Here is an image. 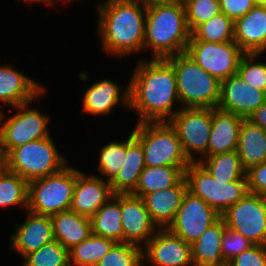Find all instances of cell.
Instances as JSON below:
<instances>
[{
    "instance_id": "1",
    "label": "cell",
    "mask_w": 266,
    "mask_h": 266,
    "mask_svg": "<svg viewBox=\"0 0 266 266\" xmlns=\"http://www.w3.org/2000/svg\"><path fill=\"white\" fill-rule=\"evenodd\" d=\"M137 62L129 82V107L140 114L139 123L168 122L181 109L172 111L179 101L172 65L165 58Z\"/></svg>"
},
{
    "instance_id": "2",
    "label": "cell",
    "mask_w": 266,
    "mask_h": 266,
    "mask_svg": "<svg viewBox=\"0 0 266 266\" xmlns=\"http://www.w3.org/2000/svg\"><path fill=\"white\" fill-rule=\"evenodd\" d=\"M98 6V32L103 49L111 56L144 50L147 3L138 0H106Z\"/></svg>"
},
{
    "instance_id": "3",
    "label": "cell",
    "mask_w": 266,
    "mask_h": 266,
    "mask_svg": "<svg viewBox=\"0 0 266 266\" xmlns=\"http://www.w3.org/2000/svg\"><path fill=\"white\" fill-rule=\"evenodd\" d=\"M190 38L183 3L167 0L147 3L144 50L151 48L153 58L184 53Z\"/></svg>"
},
{
    "instance_id": "4",
    "label": "cell",
    "mask_w": 266,
    "mask_h": 266,
    "mask_svg": "<svg viewBox=\"0 0 266 266\" xmlns=\"http://www.w3.org/2000/svg\"><path fill=\"white\" fill-rule=\"evenodd\" d=\"M173 67L179 104L183 108H217L221 82L204 71L184 52L165 58Z\"/></svg>"
},
{
    "instance_id": "5",
    "label": "cell",
    "mask_w": 266,
    "mask_h": 266,
    "mask_svg": "<svg viewBox=\"0 0 266 266\" xmlns=\"http://www.w3.org/2000/svg\"><path fill=\"white\" fill-rule=\"evenodd\" d=\"M76 168L65 166L57 173L28 182L27 212L53 216L70 209Z\"/></svg>"
},
{
    "instance_id": "6",
    "label": "cell",
    "mask_w": 266,
    "mask_h": 266,
    "mask_svg": "<svg viewBox=\"0 0 266 266\" xmlns=\"http://www.w3.org/2000/svg\"><path fill=\"white\" fill-rule=\"evenodd\" d=\"M132 132L143 147L145 166H189L191 163L169 122H138Z\"/></svg>"
},
{
    "instance_id": "7",
    "label": "cell",
    "mask_w": 266,
    "mask_h": 266,
    "mask_svg": "<svg viewBox=\"0 0 266 266\" xmlns=\"http://www.w3.org/2000/svg\"><path fill=\"white\" fill-rule=\"evenodd\" d=\"M67 163L58 152L51 135L11 149L7 153V170L27 182L62 170Z\"/></svg>"
},
{
    "instance_id": "8",
    "label": "cell",
    "mask_w": 266,
    "mask_h": 266,
    "mask_svg": "<svg viewBox=\"0 0 266 266\" xmlns=\"http://www.w3.org/2000/svg\"><path fill=\"white\" fill-rule=\"evenodd\" d=\"M187 191L201 198L222 215L229 207L248 194L247 179L215 181L198 163H190L185 169Z\"/></svg>"
},
{
    "instance_id": "9",
    "label": "cell",
    "mask_w": 266,
    "mask_h": 266,
    "mask_svg": "<svg viewBox=\"0 0 266 266\" xmlns=\"http://www.w3.org/2000/svg\"><path fill=\"white\" fill-rule=\"evenodd\" d=\"M175 129L187 159L198 162L193 151L208 157V143L212 131V108H183L168 121Z\"/></svg>"
},
{
    "instance_id": "10",
    "label": "cell",
    "mask_w": 266,
    "mask_h": 266,
    "mask_svg": "<svg viewBox=\"0 0 266 266\" xmlns=\"http://www.w3.org/2000/svg\"><path fill=\"white\" fill-rule=\"evenodd\" d=\"M226 227L254 245L266 246V196L248 193L222 215Z\"/></svg>"
},
{
    "instance_id": "11",
    "label": "cell",
    "mask_w": 266,
    "mask_h": 266,
    "mask_svg": "<svg viewBox=\"0 0 266 266\" xmlns=\"http://www.w3.org/2000/svg\"><path fill=\"white\" fill-rule=\"evenodd\" d=\"M29 103L14 106L19 111L5 120V123H2L5 115L0 110L1 148L6 153L31 141L50 136L47 128L49 117L40 114L36 109L27 108Z\"/></svg>"
},
{
    "instance_id": "12",
    "label": "cell",
    "mask_w": 266,
    "mask_h": 266,
    "mask_svg": "<svg viewBox=\"0 0 266 266\" xmlns=\"http://www.w3.org/2000/svg\"><path fill=\"white\" fill-rule=\"evenodd\" d=\"M185 52L204 71L220 82L237 74L239 62L245 54L235 41L225 43L189 41Z\"/></svg>"
},
{
    "instance_id": "13",
    "label": "cell",
    "mask_w": 266,
    "mask_h": 266,
    "mask_svg": "<svg viewBox=\"0 0 266 266\" xmlns=\"http://www.w3.org/2000/svg\"><path fill=\"white\" fill-rule=\"evenodd\" d=\"M221 215L201 198L186 192L174 221L168 229L183 241L193 244Z\"/></svg>"
},
{
    "instance_id": "14",
    "label": "cell",
    "mask_w": 266,
    "mask_h": 266,
    "mask_svg": "<svg viewBox=\"0 0 266 266\" xmlns=\"http://www.w3.org/2000/svg\"><path fill=\"white\" fill-rule=\"evenodd\" d=\"M144 247L143 260L151 266H194L192 245L168 228H159Z\"/></svg>"
},
{
    "instance_id": "15",
    "label": "cell",
    "mask_w": 266,
    "mask_h": 266,
    "mask_svg": "<svg viewBox=\"0 0 266 266\" xmlns=\"http://www.w3.org/2000/svg\"><path fill=\"white\" fill-rule=\"evenodd\" d=\"M120 208L123 242L139 247L146 245L159 228L152 221L143 199L132 193H120Z\"/></svg>"
},
{
    "instance_id": "16",
    "label": "cell",
    "mask_w": 266,
    "mask_h": 266,
    "mask_svg": "<svg viewBox=\"0 0 266 266\" xmlns=\"http://www.w3.org/2000/svg\"><path fill=\"white\" fill-rule=\"evenodd\" d=\"M266 102V92L253 88L238 74L221 81L218 109L234 113L244 119Z\"/></svg>"
},
{
    "instance_id": "17",
    "label": "cell",
    "mask_w": 266,
    "mask_h": 266,
    "mask_svg": "<svg viewBox=\"0 0 266 266\" xmlns=\"http://www.w3.org/2000/svg\"><path fill=\"white\" fill-rule=\"evenodd\" d=\"M113 195L109 182L95 175L87 176L76 169V183L69 210L91 218Z\"/></svg>"
},
{
    "instance_id": "18",
    "label": "cell",
    "mask_w": 266,
    "mask_h": 266,
    "mask_svg": "<svg viewBox=\"0 0 266 266\" xmlns=\"http://www.w3.org/2000/svg\"><path fill=\"white\" fill-rule=\"evenodd\" d=\"M27 216L26 221L20 224L11 236V248L17 250L23 258L55 240L51 216L37 215L32 212Z\"/></svg>"
},
{
    "instance_id": "19",
    "label": "cell",
    "mask_w": 266,
    "mask_h": 266,
    "mask_svg": "<svg viewBox=\"0 0 266 266\" xmlns=\"http://www.w3.org/2000/svg\"><path fill=\"white\" fill-rule=\"evenodd\" d=\"M234 41L245 53H259L266 46V5H255L234 21Z\"/></svg>"
},
{
    "instance_id": "20",
    "label": "cell",
    "mask_w": 266,
    "mask_h": 266,
    "mask_svg": "<svg viewBox=\"0 0 266 266\" xmlns=\"http://www.w3.org/2000/svg\"><path fill=\"white\" fill-rule=\"evenodd\" d=\"M43 87L9 65L0 66V101L8 106L34 101L43 94Z\"/></svg>"
},
{
    "instance_id": "21",
    "label": "cell",
    "mask_w": 266,
    "mask_h": 266,
    "mask_svg": "<svg viewBox=\"0 0 266 266\" xmlns=\"http://www.w3.org/2000/svg\"><path fill=\"white\" fill-rule=\"evenodd\" d=\"M186 192L187 182L184 177L175 186L142 197L152 221L158 228H168L174 221Z\"/></svg>"
},
{
    "instance_id": "22",
    "label": "cell",
    "mask_w": 266,
    "mask_h": 266,
    "mask_svg": "<svg viewBox=\"0 0 266 266\" xmlns=\"http://www.w3.org/2000/svg\"><path fill=\"white\" fill-rule=\"evenodd\" d=\"M244 118L218 108H212V131L208 143V157L236 151L240 126Z\"/></svg>"
},
{
    "instance_id": "23",
    "label": "cell",
    "mask_w": 266,
    "mask_h": 266,
    "mask_svg": "<svg viewBox=\"0 0 266 266\" xmlns=\"http://www.w3.org/2000/svg\"><path fill=\"white\" fill-rule=\"evenodd\" d=\"M119 88L116 82L108 79L94 83L84 94L83 110L93 115H107L120 102L128 108L129 84L122 95Z\"/></svg>"
},
{
    "instance_id": "24",
    "label": "cell",
    "mask_w": 266,
    "mask_h": 266,
    "mask_svg": "<svg viewBox=\"0 0 266 266\" xmlns=\"http://www.w3.org/2000/svg\"><path fill=\"white\" fill-rule=\"evenodd\" d=\"M51 219L54 239L68 250L92 235L90 218L76 212H59Z\"/></svg>"
},
{
    "instance_id": "25",
    "label": "cell",
    "mask_w": 266,
    "mask_h": 266,
    "mask_svg": "<svg viewBox=\"0 0 266 266\" xmlns=\"http://www.w3.org/2000/svg\"><path fill=\"white\" fill-rule=\"evenodd\" d=\"M236 152L245 170L266 160V131L248 119L239 130Z\"/></svg>"
},
{
    "instance_id": "26",
    "label": "cell",
    "mask_w": 266,
    "mask_h": 266,
    "mask_svg": "<svg viewBox=\"0 0 266 266\" xmlns=\"http://www.w3.org/2000/svg\"><path fill=\"white\" fill-rule=\"evenodd\" d=\"M145 167L144 152L141 143L135 138L133 132L127 139V156L125 164L116 177L110 182L112 192L132 193L138 184L141 172Z\"/></svg>"
},
{
    "instance_id": "27",
    "label": "cell",
    "mask_w": 266,
    "mask_h": 266,
    "mask_svg": "<svg viewBox=\"0 0 266 266\" xmlns=\"http://www.w3.org/2000/svg\"><path fill=\"white\" fill-rule=\"evenodd\" d=\"M225 228V222L220 218L192 244L194 266L226 265L221 253V242Z\"/></svg>"
},
{
    "instance_id": "28",
    "label": "cell",
    "mask_w": 266,
    "mask_h": 266,
    "mask_svg": "<svg viewBox=\"0 0 266 266\" xmlns=\"http://www.w3.org/2000/svg\"><path fill=\"white\" fill-rule=\"evenodd\" d=\"M188 166H145L140 174L136 189L132 194L143 197L144 195L158 192L177 185L185 177Z\"/></svg>"
},
{
    "instance_id": "29",
    "label": "cell",
    "mask_w": 266,
    "mask_h": 266,
    "mask_svg": "<svg viewBox=\"0 0 266 266\" xmlns=\"http://www.w3.org/2000/svg\"><path fill=\"white\" fill-rule=\"evenodd\" d=\"M92 234L123 242L122 213L120 208V193L113 195L90 218Z\"/></svg>"
},
{
    "instance_id": "30",
    "label": "cell",
    "mask_w": 266,
    "mask_h": 266,
    "mask_svg": "<svg viewBox=\"0 0 266 266\" xmlns=\"http://www.w3.org/2000/svg\"><path fill=\"white\" fill-rule=\"evenodd\" d=\"M198 163L213 177L215 181L246 179V170L243 168L236 151L220 153L199 159Z\"/></svg>"
},
{
    "instance_id": "31",
    "label": "cell",
    "mask_w": 266,
    "mask_h": 266,
    "mask_svg": "<svg viewBox=\"0 0 266 266\" xmlns=\"http://www.w3.org/2000/svg\"><path fill=\"white\" fill-rule=\"evenodd\" d=\"M115 243L111 239L92 234L69 249L70 266H96Z\"/></svg>"
},
{
    "instance_id": "32",
    "label": "cell",
    "mask_w": 266,
    "mask_h": 266,
    "mask_svg": "<svg viewBox=\"0 0 266 266\" xmlns=\"http://www.w3.org/2000/svg\"><path fill=\"white\" fill-rule=\"evenodd\" d=\"M190 41L225 43L234 41V21L220 12L191 32Z\"/></svg>"
},
{
    "instance_id": "33",
    "label": "cell",
    "mask_w": 266,
    "mask_h": 266,
    "mask_svg": "<svg viewBox=\"0 0 266 266\" xmlns=\"http://www.w3.org/2000/svg\"><path fill=\"white\" fill-rule=\"evenodd\" d=\"M28 182L9 170L0 176V206L22 205L27 209Z\"/></svg>"
},
{
    "instance_id": "34",
    "label": "cell",
    "mask_w": 266,
    "mask_h": 266,
    "mask_svg": "<svg viewBox=\"0 0 266 266\" xmlns=\"http://www.w3.org/2000/svg\"><path fill=\"white\" fill-rule=\"evenodd\" d=\"M23 266H70L69 250L53 240L24 257Z\"/></svg>"
},
{
    "instance_id": "35",
    "label": "cell",
    "mask_w": 266,
    "mask_h": 266,
    "mask_svg": "<svg viewBox=\"0 0 266 266\" xmlns=\"http://www.w3.org/2000/svg\"><path fill=\"white\" fill-rule=\"evenodd\" d=\"M100 151L98 169L102 175L108 176L106 181L110 183L125 164L127 140L105 144Z\"/></svg>"
},
{
    "instance_id": "36",
    "label": "cell",
    "mask_w": 266,
    "mask_h": 266,
    "mask_svg": "<svg viewBox=\"0 0 266 266\" xmlns=\"http://www.w3.org/2000/svg\"><path fill=\"white\" fill-rule=\"evenodd\" d=\"M143 247L116 242L96 266H143Z\"/></svg>"
},
{
    "instance_id": "37",
    "label": "cell",
    "mask_w": 266,
    "mask_h": 266,
    "mask_svg": "<svg viewBox=\"0 0 266 266\" xmlns=\"http://www.w3.org/2000/svg\"><path fill=\"white\" fill-rule=\"evenodd\" d=\"M258 55L245 53L239 62L237 74L253 88L266 92V62H253Z\"/></svg>"
},
{
    "instance_id": "38",
    "label": "cell",
    "mask_w": 266,
    "mask_h": 266,
    "mask_svg": "<svg viewBox=\"0 0 266 266\" xmlns=\"http://www.w3.org/2000/svg\"><path fill=\"white\" fill-rule=\"evenodd\" d=\"M184 8L191 32L221 12L219 0H188L184 3Z\"/></svg>"
},
{
    "instance_id": "39",
    "label": "cell",
    "mask_w": 266,
    "mask_h": 266,
    "mask_svg": "<svg viewBox=\"0 0 266 266\" xmlns=\"http://www.w3.org/2000/svg\"><path fill=\"white\" fill-rule=\"evenodd\" d=\"M253 245L254 244L243 237L240 233H237L226 227L221 242L222 258L227 264L230 260L241 254L243 251L249 249Z\"/></svg>"
},
{
    "instance_id": "40",
    "label": "cell",
    "mask_w": 266,
    "mask_h": 266,
    "mask_svg": "<svg viewBox=\"0 0 266 266\" xmlns=\"http://www.w3.org/2000/svg\"><path fill=\"white\" fill-rule=\"evenodd\" d=\"M227 266H266V246L253 245L230 260Z\"/></svg>"
},
{
    "instance_id": "41",
    "label": "cell",
    "mask_w": 266,
    "mask_h": 266,
    "mask_svg": "<svg viewBox=\"0 0 266 266\" xmlns=\"http://www.w3.org/2000/svg\"><path fill=\"white\" fill-rule=\"evenodd\" d=\"M248 192L266 196V160L246 170Z\"/></svg>"
},
{
    "instance_id": "42",
    "label": "cell",
    "mask_w": 266,
    "mask_h": 266,
    "mask_svg": "<svg viewBox=\"0 0 266 266\" xmlns=\"http://www.w3.org/2000/svg\"><path fill=\"white\" fill-rule=\"evenodd\" d=\"M220 11L235 21L246 15L256 4L255 0H219Z\"/></svg>"
},
{
    "instance_id": "43",
    "label": "cell",
    "mask_w": 266,
    "mask_h": 266,
    "mask_svg": "<svg viewBox=\"0 0 266 266\" xmlns=\"http://www.w3.org/2000/svg\"><path fill=\"white\" fill-rule=\"evenodd\" d=\"M248 120L266 131V102L255 110Z\"/></svg>"
},
{
    "instance_id": "44",
    "label": "cell",
    "mask_w": 266,
    "mask_h": 266,
    "mask_svg": "<svg viewBox=\"0 0 266 266\" xmlns=\"http://www.w3.org/2000/svg\"><path fill=\"white\" fill-rule=\"evenodd\" d=\"M7 171V153L0 147V176Z\"/></svg>"
},
{
    "instance_id": "45",
    "label": "cell",
    "mask_w": 266,
    "mask_h": 266,
    "mask_svg": "<svg viewBox=\"0 0 266 266\" xmlns=\"http://www.w3.org/2000/svg\"><path fill=\"white\" fill-rule=\"evenodd\" d=\"M28 2V3H30V2H44V3H47V4H51L52 3V5H54V3H53V0H24V2Z\"/></svg>"
},
{
    "instance_id": "46",
    "label": "cell",
    "mask_w": 266,
    "mask_h": 266,
    "mask_svg": "<svg viewBox=\"0 0 266 266\" xmlns=\"http://www.w3.org/2000/svg\"><path fill=\"white\" fill-rule=\"evenodd\" d=\"M138 1L144 2V3H150V2L163 1V0H138Z\"/></svg>"
},
{
    "instance_id": "47",
    "label": "cell",
    "mask_w": 266,
    "mask_h": 266,
    "mask_svg": "<svg viewBox=\"0 0 266 266\" xmlns=\"http://www.w3.org/2000/svg\"><path fill=\"white\" fill-rule=\"evenodd\" d=\"M256 4L266 5V0H255Z\"/></svg>"
},
{
    "instance_id": "48",
    "label": "cell",
    "mask_w": 266,
    "mask_h": 266,
    "mask_svg": "<svg viewBox=\"0 0 266 266\" xmlns=\"http://www.w3.org/2000/svg\"><path fill=\"white\" fill-rule=\"evenodd\" d=\"M167 1H171V2H177V3H185L188 0H167Z\"/></svg>"
},
{
    "instance_id": "49",
    "label": "cell",
    "mask_w": 266,
    "mask_h": 266,
    "mask_svg": "<svg viewBox=\"0 0 266 266\" xmlns=\"http://www.w3.org/2000/svg\"><path fill=\"white\" fill-rule=\"evenodd\" d=\"M265 50H266V46L258 54L261 55V53H263V51Z\"/></svg>"
}]
</instances>
